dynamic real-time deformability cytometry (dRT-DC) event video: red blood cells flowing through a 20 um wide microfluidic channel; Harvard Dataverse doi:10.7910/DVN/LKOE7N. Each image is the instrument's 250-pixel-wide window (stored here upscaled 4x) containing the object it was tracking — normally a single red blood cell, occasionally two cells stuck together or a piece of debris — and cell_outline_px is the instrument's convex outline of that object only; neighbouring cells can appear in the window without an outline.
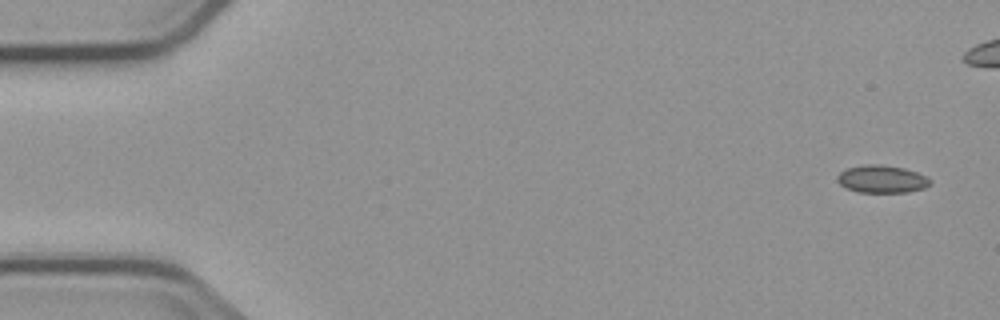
{"species": "common noctule bat (a hibernating species)", "species_latin": "Nyctalus noctula", "temperature_condition": "cold", "stored_images_in_passage": 5, "camera_frame_rate_fps": 3000, "um_per_image_px": 0.085, "animal": {"sex": "male", "body_mass_g": 23.1, "forearm_length_mm": 52.7}, "frame": {"image": 1, "passage_image": 1, "time_ms": 0.0, "image_size_px": [1000, 320], "cell_outline_px": [[932, 184], [924, 188], [908, 192], [856, 192], [840, 184], [836, 180], [836, 176], [840, 172], [848, 168], [868, 164], [880, 164], [904, 168], [928, 176], [932, 180]], "centroid_in_image_um": [74.99, 15.22], "position_along_channel_um": 10.0, "area_um2": 15.03}}